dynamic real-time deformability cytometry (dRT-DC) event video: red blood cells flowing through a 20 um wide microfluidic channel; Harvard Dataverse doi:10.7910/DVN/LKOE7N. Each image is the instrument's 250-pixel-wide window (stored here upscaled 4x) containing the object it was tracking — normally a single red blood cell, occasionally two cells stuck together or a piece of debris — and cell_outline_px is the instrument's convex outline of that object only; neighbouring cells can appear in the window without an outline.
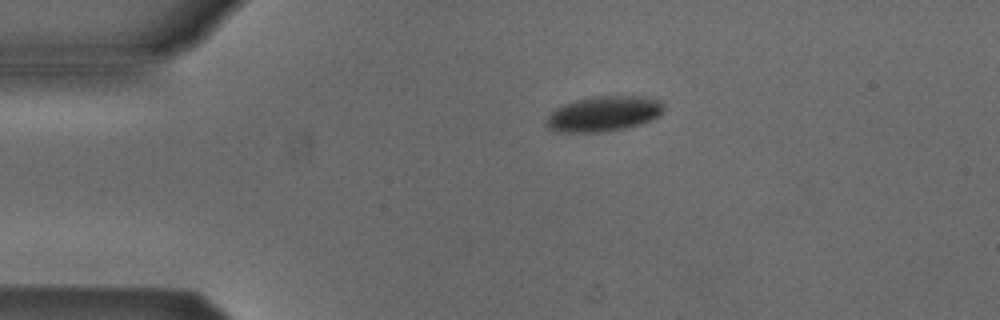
{"species": "Egyptian fruit bat (a non-hibernating species)", "species_latin": "Rousettus aegyptiacus", "temperature_condition": "cold", "stored_images_in_passage": 43, "camera_frame_rate_fps": 3000, "um_per_image_px": 0.085, "animal": {"sex": "male"}, "frame": {"image": 1, "passage_image": 1, "time_ms": 0.0, "image_size_px": [1000, 320], "cell_outline_px": [[664, 108], [660, 116], [652, 120], [640, 124], [624, 128], [600, 132], [552, 132], [544, 124], [544, 120], [556, 108], [564, 104], [576, 100], [592, 96], [648, 96], [664, 100]], "centroid_in_image_um": [51.33, 9.66], "position_along_channel_um": 33.7, "area_um2": 24.57}}
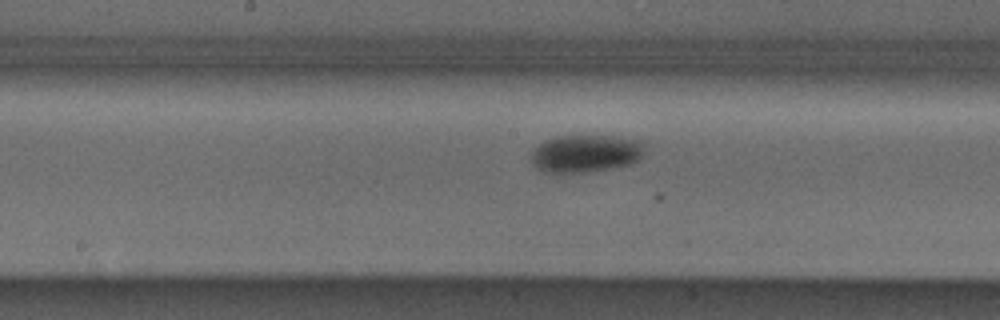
{"frame": {"image": 2, "passage_image": 17, "time_ms": 5.333, "image_size_px": [1000, 320], "cell_outline_px": [[644, 152], [636, 160], [628, 164], [608, 168], [584, 172], [544, 172], [536, 168], [532, 164], [532, 148], [544, 140], [556, 136], [612, 136], [644, 140]], "centroid_in_image_um": [49.74, 13.02], "position_along_channel_um": 198.5, "area_um2": 24.8}}
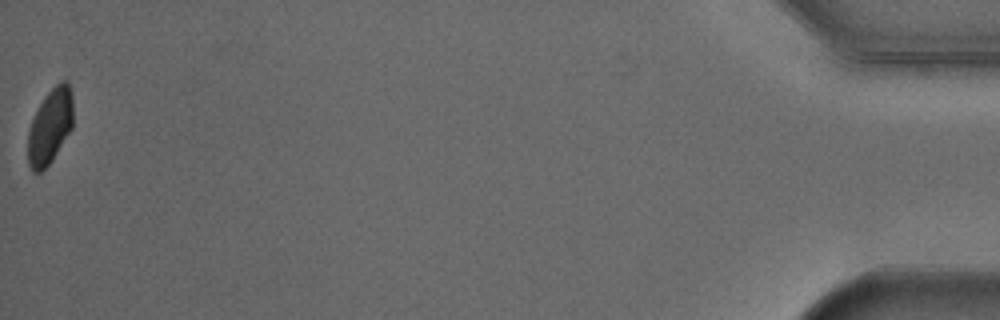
{"frame": {"image": 3, "passage_image": 43, "time_ms": 14.0, "image_size_px": [1000, 320], "cell_outline_px": [[72, 128], [52, 160], [40, 172], [32, 172], [28, 164], [28, 132], [32, 120], [44, 96], [60, 80], [68, 80], [72, 96]], "centroid_in_image_um": [4.25, 10.72], "position_along_channel_um": 430.9, "area_um2": 19.65}, "authors_computed_cell_mechanics": {"area_um2": 25.143, "velocity_mm_per_s": 3.8828, "shape_relaxation_time_tau1_ms": 2.7029, "shape_relaxation_time_tau2_ms": null, "deformation_change_tau1": 0.0596, "deformation_change_tau2": null}}